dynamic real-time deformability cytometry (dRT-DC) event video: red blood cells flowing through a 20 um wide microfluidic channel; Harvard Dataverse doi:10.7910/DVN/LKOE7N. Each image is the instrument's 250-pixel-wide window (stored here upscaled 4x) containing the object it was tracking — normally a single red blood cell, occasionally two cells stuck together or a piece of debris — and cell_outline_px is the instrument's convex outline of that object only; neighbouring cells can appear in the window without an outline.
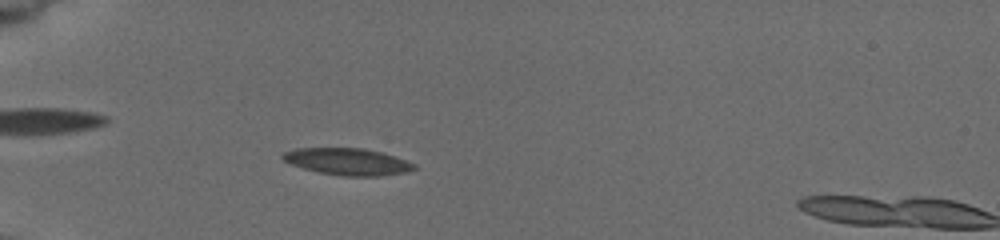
{"species": "common noctule bat (a hibernating species)", "species_latin": "Nyctalus noctula", "temperature_condition": "cold", "stored_images_in_passage": 45, "camera_frame_rate_fps": 3000, "um_per_image_px": 0.085, "animal": {"sex": "female", "body_mass_g": 19.5, "forearm_length_mm": 54.1}, "frame": {"image": 1, "passage_image": 8, "time_ms": 4.667, "image_size_px": [1000, 240], "cell_outline_px": [[416, 168], [404, 172], [380, 176], [344, 176], [320, 172], [304, 168], [292, 164], [284, 160], [280, 156], [284, 152], [296, 148], [364, 148], [380, 152], [416, 164]], "centroid_in_image_um": [29.52, 13.73], "position_along_channel_um": 55.5, "area_um2": 20.23}}
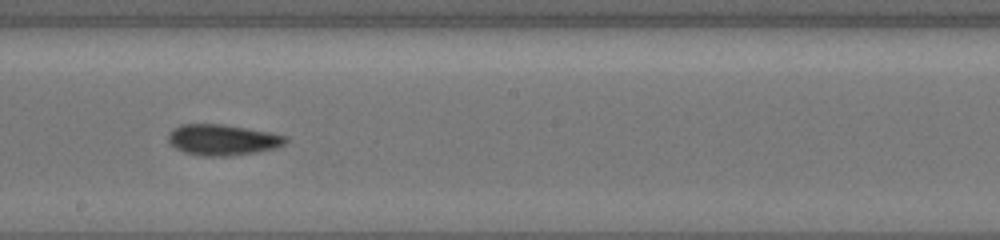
{"frame": {"image": 2, "passage_image": 25, "time_ms": 9.667, "image_size_px": [1000, 240], "cell_outline_px": [[288, 140], [284, 144], [276, 148], [256, 152], [228, 156], [204, 156], [184, 152], [168, 144], [168, 132], [172, 128], [180, 124], [220, 124], [272, 132], [288, 136]], "centroid_in_image_um": [18.9, 11.88], "position_along_channel_um": 229.3, "area_um2": 21.33}}
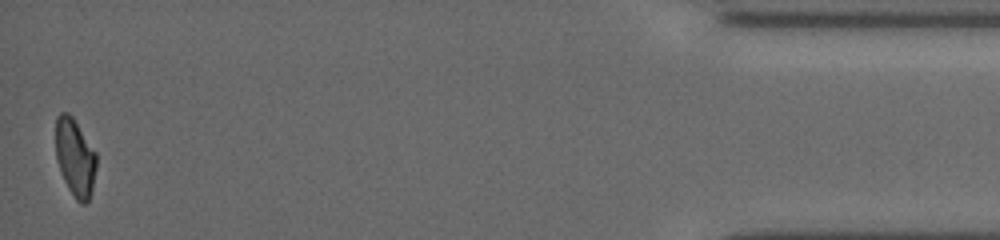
{"frame": {"image": 3, "passage_image": 45, "time_ms": 16.667, "image_size_px": [1000, 240], "cell_outline_px": [[96, 168], [92, 188], [88, 200], [84, 204], [80, 204], [76, 200], [68, 188], [64, 180], [56, 160], [56, 116], [60, 112], [68, 112], [72, 116], [96, 152]], "centroid_in_image_um": [6.37, 13.37], "position_along_channel_um": 428.8, "area_um2": 18.38}, "authors_computed_cell_mechanics": {"area_um2": 20.4034, "velocity_mm_per_s": 3.8963, "shape_relaxation_time_tau1_ms": null, "shape_relaxation_time_tau2_ms": 3.7076, "deformation_change_tau1": null, "deformation_change_tau2": 0.1045}}